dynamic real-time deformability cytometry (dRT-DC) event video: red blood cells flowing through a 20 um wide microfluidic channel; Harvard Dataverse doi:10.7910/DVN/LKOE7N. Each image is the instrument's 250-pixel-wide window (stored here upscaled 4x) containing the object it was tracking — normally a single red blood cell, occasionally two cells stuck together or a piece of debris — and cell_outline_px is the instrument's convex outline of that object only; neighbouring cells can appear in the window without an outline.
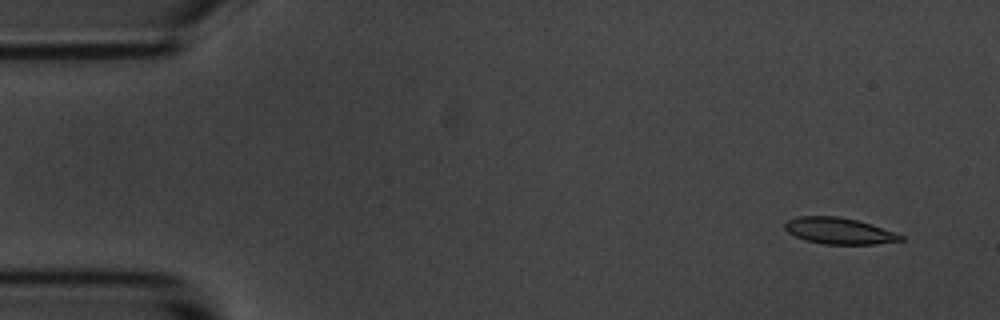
{"species": "common noctule bat (a hibernating species)", "species_latin": "Nyctalus noctula", "temperature_condition": "room temperature", "stored_images_in_passage": 5, "camera_frame_rate_fps": 3000, "um_per_image_px": 0.085, "animal": {"sex": "male", "body_mass_g": 20.1, "forearm_length_mm": 53.5}, "frame": {"image": 1, "passage_image": 1, "time_ms": 0.0, "image_size_px": [1000, 320], "cell_outline_px": [[904, 240], [876, 244], [824, 244], [804, 240], [788, 232], [784, 228], [784, 224], [788, 220], [800, 216], [836, 216], [856, 220], [904, 236]], "centroid_in_image_um": [71.27, 19.63], "position_along_channel_um": 13.7, "area_um2": 17.46}}